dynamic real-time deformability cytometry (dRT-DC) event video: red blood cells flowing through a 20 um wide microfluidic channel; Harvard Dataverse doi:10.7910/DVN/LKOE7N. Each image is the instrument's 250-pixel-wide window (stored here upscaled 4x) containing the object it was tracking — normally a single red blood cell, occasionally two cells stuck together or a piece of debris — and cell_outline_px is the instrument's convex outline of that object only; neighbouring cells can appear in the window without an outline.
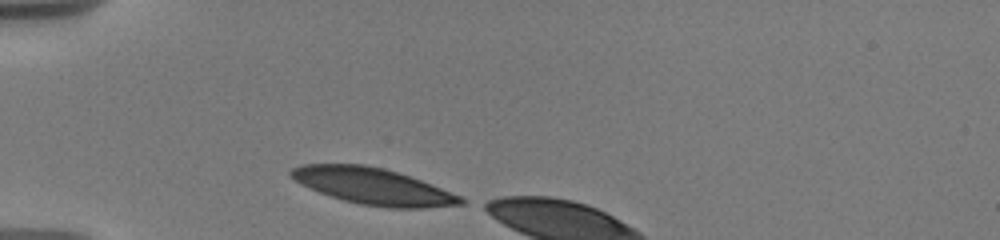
{"species": "human", "species_latin": "Homo sapiens", "temperature_condition": "warm", "stored_images_in_passage": 4, "camera_frame_rate_fps": 3000, "um_per_image_px": 0.085, "donor": {"sex": "male"}, "frame": {"image": 1, "passage_image": 1, "time_ms": 0.0, "image_size_px": [1000, 240], "cell_outline_px": [[464, 204], [424, 208], [388, 208], [360, 204], [344, 200], [320, 192], [300, 184], [288, 176], [288, 172], [292, 168], [300, 164], [364, 164], [384, 168], [432, 184], [460, 196], [464, 200]], "centroid_in_image_um": [31.66, 15.82], "position_along_channel_um": 53.3, "area_um2": 35.89}}